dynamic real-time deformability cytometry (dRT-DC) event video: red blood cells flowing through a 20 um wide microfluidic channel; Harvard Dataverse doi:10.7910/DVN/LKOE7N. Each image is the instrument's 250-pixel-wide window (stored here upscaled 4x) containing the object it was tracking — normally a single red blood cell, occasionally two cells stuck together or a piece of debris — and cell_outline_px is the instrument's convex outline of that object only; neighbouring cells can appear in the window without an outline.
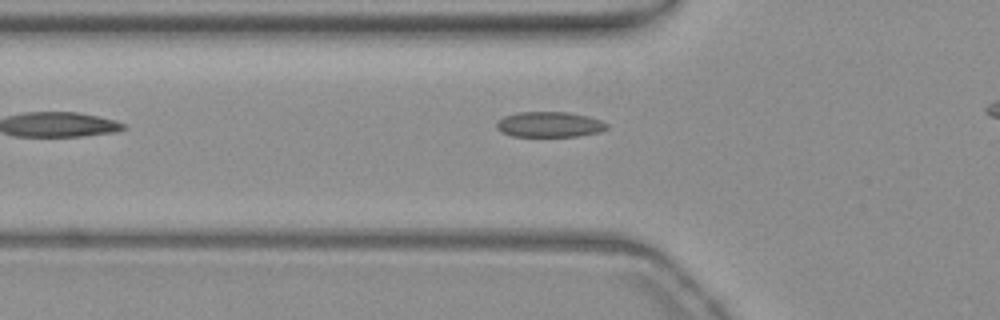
{"species": "common noctule bat (a hibernating species)", "species_latin": "Nyctalus noctula", "temperature_condition": "warm", "stored_images_in_passage": 33, "camera_frame_rate_fps": 3000, "um_per_image_px": 0.085, "animal": {"sex": "female", "body_mass_g": 19.3, "forearm_length_mm": 54.1}, "frame": {"image": 1, "passage_image": 4, "time_ms": 1.0, "image_size_px": [1000, 320], "cell_outline_px": [[608, 128], [600, 132], [576, 136], [512, 136], [496, 128], [496, 120], [504, 116], [520, 112], [568, 112], [588, 116], [604, 120], [608, 124]], "centroid_in_image_um": [46.73, 10.57], "position_along_channel_um": 79.1, "area_um2": 16.42}}
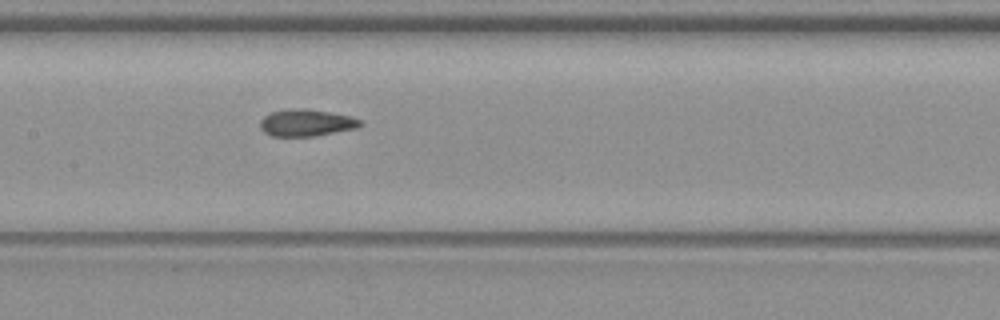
{"frame": {"image": 2, "passage_image": 12, "time_ms": 3.667, "image_size_px": [1000, 320], "cell_outline_px": [[364, 124], [356, 128], [312, 136], [272, 136], [264, 132], [260, 128], [260, 120], [264, 116], [272, 112], [288, 108], [304, 108], [328, 112], [348, 116], [360, 120]], "centroid_in_image_um": [25.99, 10.43], "position_along_channel_um": 181.4, "area_um2": 15.55}}
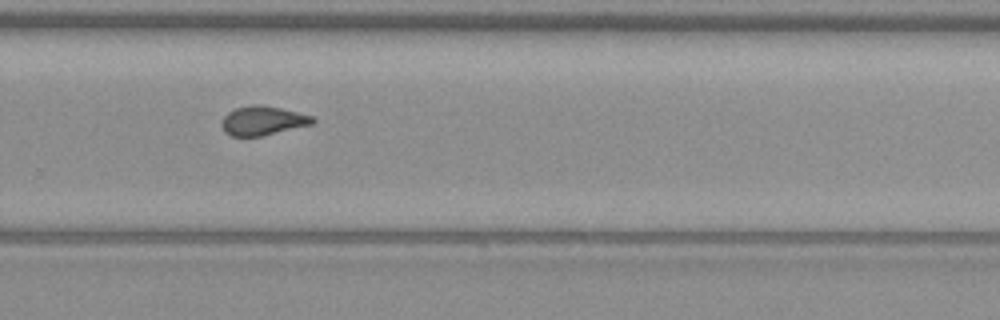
{"frame": {"image": 3, "passage_image": 22, "time_ms": 7.0, "image_size_px": [1000, 320], "cell_outline_px": [[316, 120], [312, 124], [264, 136], [232, 136], [224, 132], [220, 124], [224, 116], [228, 112], [236, 108], [252, 104], [260, 104], [280, 108], [312, 116]], "centroid_in_image_um": [22.31, 10.26], "position_along_channel_um": 307.5, "area_um2": 15.49}, "authors_computed_cell_mechanics": {"area_um2": 15.606, "velocity_mm_per_s": 3.798, "shape_relaxation_time_tau1_ms": null, "shape_relaxation_time_tau2_ms": 2.3934, "deformation_change_tau1": null, "deformation_change_tau2": 0.0778}}